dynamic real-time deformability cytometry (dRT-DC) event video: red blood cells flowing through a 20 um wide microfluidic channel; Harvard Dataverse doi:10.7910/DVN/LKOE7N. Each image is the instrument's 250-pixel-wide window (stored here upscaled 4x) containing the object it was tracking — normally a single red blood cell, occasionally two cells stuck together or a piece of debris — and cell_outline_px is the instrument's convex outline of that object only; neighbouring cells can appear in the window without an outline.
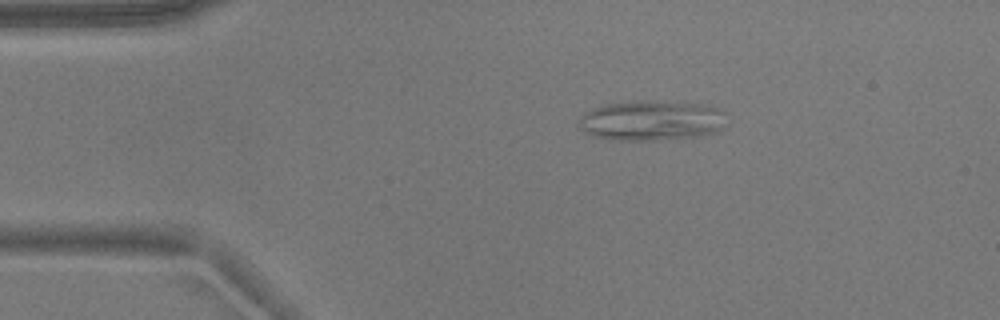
{"species": "common noctule bat (a hibernating species)", "species_latin": "Nyctalus noctula", "temperature_condition": "warm", "stored_images_in_passage": 52, "camera_frame_rate_fps": 3000, "um_per_image_px": 0.085, "animal": {"sex": "male", "body_mass_g": 17.9}, "frame": {"image": 1, "passage_image": 9, "time_ms": 2.667, "image_size_px": [1000, 320], "cell_outline_px": [[728, 112], [720, 128], [716, 132], [700, 136], [656, 140], [612, 140], [592, 136], [580, 128], [580, 116], [584, 112], [592, 108], [608, 104], [632, 100], [648, 100], [700, 104], [720, 108]], "centroid_in_image_um": [55.38, 10.23], "position_along_channel_um": 29.6, "area_um2": 34.8}}
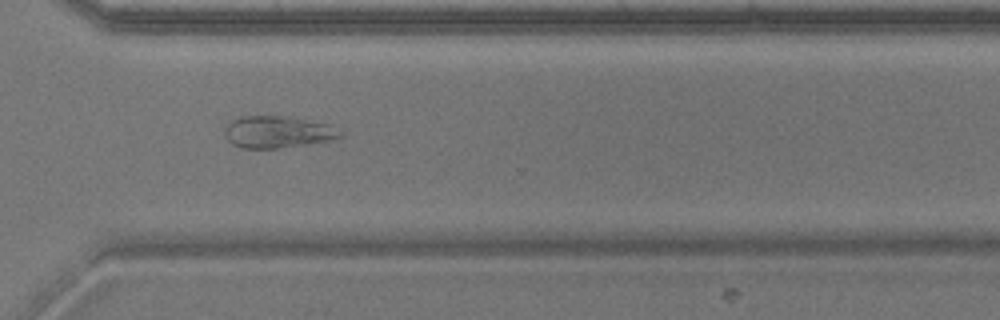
{"frame": {"image": 2, "passage_image": 38, "time_ms": 12.333, "image_size_px": [1000, 320], "cell_outline_px": [[344, 136], [336, 140], [308, 144], [276, 148], [240, 148], [232, 144], [224, 136], [224, 128], [232, 120], [240, 116], [292, 116], [332, 124], [344, 132]], "centroid_in_image_um": [23.68, 11.21], "position_along_channel_um": 346.9, "area_um2": 22.14}}
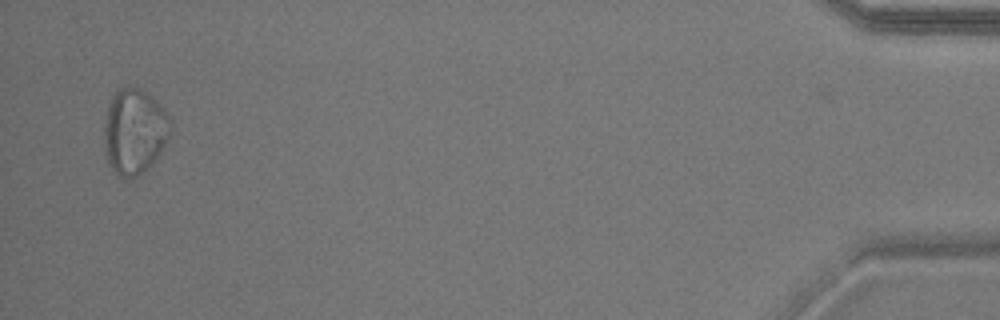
{"frame": {"image": 3, "passage_image": 51, "time_ms": 16.667, "image_size_px": [1000, 320], "cell_outline_px": [[172, 124], [168, 140], [152, 164], [132, 180], [124, 180], [108, 164], [104, 144], [104, 128], [108, 108], [112, 96], [120, 88], [140, 88], [152, 96], [156, 100], [172, 120]], "centroid_in_image_um": [11.44, 11.2], "position_along_channel_um": 423.8, "area_um2": 33.06}, "authors_computed_cell_mechanics": {"area_um2": 25.4898, "velocity_mm_per_s": 3.7612, "shape_relaxation_time_tau1_ms": null, "shape_relaxation_time_tau2_ms": 4.1335, "deformation_change_tau1": null, "deformation_change_tau2": 0.0968}}